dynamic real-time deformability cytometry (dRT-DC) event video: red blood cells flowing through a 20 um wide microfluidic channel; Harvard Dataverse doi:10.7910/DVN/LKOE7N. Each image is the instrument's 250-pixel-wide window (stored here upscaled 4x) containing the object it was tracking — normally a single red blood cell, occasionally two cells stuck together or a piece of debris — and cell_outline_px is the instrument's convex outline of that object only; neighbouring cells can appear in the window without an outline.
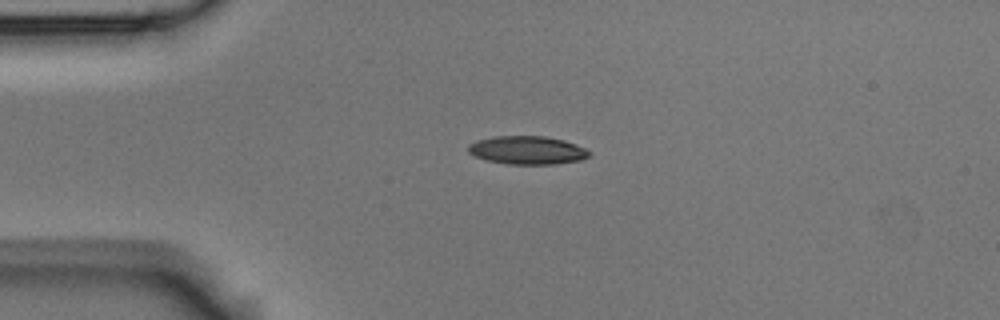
{"species": "Egyptian fruit bat (a non-hibernating species)", "species_latin": "Rousettus aegyptiacus", "temperature_condition": "room temperature", "stored_images_in_passage": 3, "camera_frame_rate_fps": 3000, "um_per_image_px": 0.085, "animal": {"sex": "male"}, "frame": {"image": 1, "passage_image": 2, "time_ms": 0.333, "image_size_px": [1000, 320], "cell_outline_px": [[592, 152], [588, 156], [580, 160], [552, 164], [508, 164], [488, 160], [476, 156], [468, 152], [468, 144], [476, 140], [492, 136], [544, 136], [564, 140], [576, 144]], "centroid_in_image_um": [44.81, 12.75], "position_along_channel_um": 40.2, "area_um2": 19.88}}